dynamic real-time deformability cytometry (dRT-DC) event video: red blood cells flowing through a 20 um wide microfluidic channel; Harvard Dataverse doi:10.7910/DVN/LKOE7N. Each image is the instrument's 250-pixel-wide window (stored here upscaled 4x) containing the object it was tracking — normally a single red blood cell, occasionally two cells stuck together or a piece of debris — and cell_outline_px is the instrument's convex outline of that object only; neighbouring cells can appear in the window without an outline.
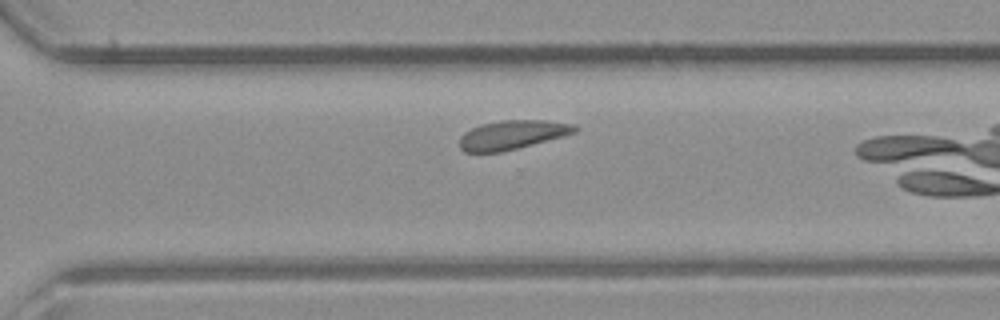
{"species": "common noctule bat (a hibernating species)", "species_latin": "Nyctalus noctula", "temperature_condition": "room temperature", "stored_images_in_passage": 22, "camera_frame_rate_fps": 3000, "um_per_image_px": 0.085, "animal": {"sex": "male", "body_mass_g": 23.1, "forearm_length_mm": 52.7}, "frame": {"image": 1, "passage_image": 19, "time_ms": 6.0, "image_size_px": [1000, 320], "cell_outline_px": [[580, 128], [576, 132], [564, 136], [500, 152], [464, 152], [460, 148], [460, 136], [464, 132], [480, 124], [500, 120], [544, 120], [572, 124]], "centroid_in_image_um": [43.53, 11.45], "position_along_channel_um": 327.1, "area_um2": 19.42}}